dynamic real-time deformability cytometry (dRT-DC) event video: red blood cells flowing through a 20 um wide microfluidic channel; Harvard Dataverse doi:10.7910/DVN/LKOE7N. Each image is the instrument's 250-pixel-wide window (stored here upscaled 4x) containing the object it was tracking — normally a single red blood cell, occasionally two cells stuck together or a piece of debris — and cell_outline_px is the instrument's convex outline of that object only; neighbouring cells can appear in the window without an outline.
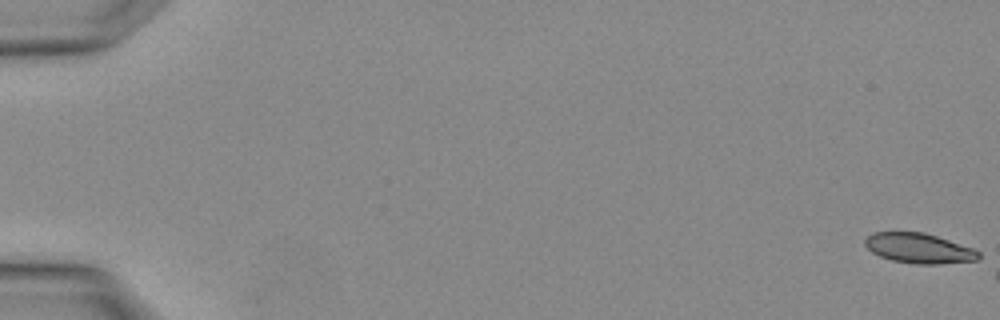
{"species": "Egyptian fruit bat (a non-hibernating species)", "species_latin": "Rousettus aegyptiacus", "temperature_condition": "warm", "stored_images_in_passage": 5, "camera_frame_rate_fps": 3000, "um_per_image_px": 0.085, "animal": {"sex": "female"}, "frame": {"image": 1, "passage_image": 1, "time_ms": 0.0, "image_size_px": [1000, 320], "cell_outline_px": [[980, 260], [936, 264], [916, 264], [892, 260], [880, 256], [872, 252], [864, 244], [864, 240], [872, 232], [924, 232], [972, 248], [980, 252]], "centroid_in_image_um": [78.1, 21.1], "position_along_channel_um": 6.9, "area_um2": 19.77}}